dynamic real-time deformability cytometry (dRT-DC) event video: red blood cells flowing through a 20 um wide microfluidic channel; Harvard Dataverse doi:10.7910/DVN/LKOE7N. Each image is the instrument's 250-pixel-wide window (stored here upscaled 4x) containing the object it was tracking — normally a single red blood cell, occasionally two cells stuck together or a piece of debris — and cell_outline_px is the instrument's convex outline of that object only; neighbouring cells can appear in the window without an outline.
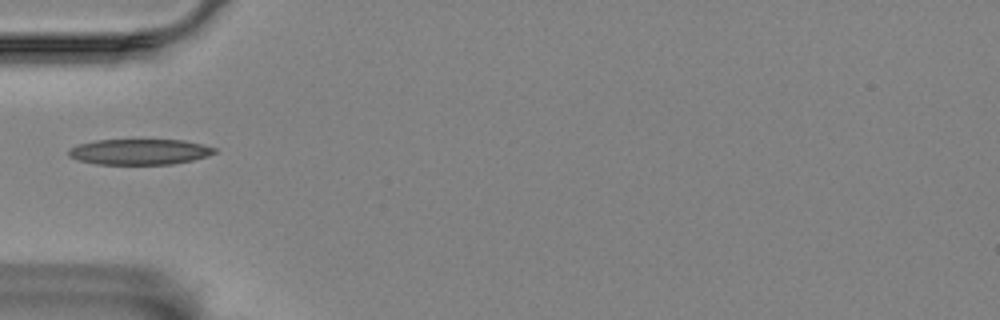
{"species": "Egyptian fruit bat (a non-hibernating species)", "species_latin": "Rousettus aegyptiacus", "temperature_condition": "room temperature", "stored_images_in_passage": 24, "camera_frame_rate_fps": 3000, "um_per_image_px": 0.085, "animal": {"sex": "female"}, "frame": {"image": 1, "passage_image": 1, "time_ms": 0.0, "image_size_px": [1000, 320], "cell_outline_px": [[216, 152], [208, 156], [192, 160], [172, 164], [96, 164], [80, 160], [68, 156], [68, 152], [72, 148], [80, 144], [96, 140], [184, 140], [216, 148]], "centroid_in_image_um": [11.89, 12.9], "position_along_channel_um": 73.1, "area_um2": 21.56}}
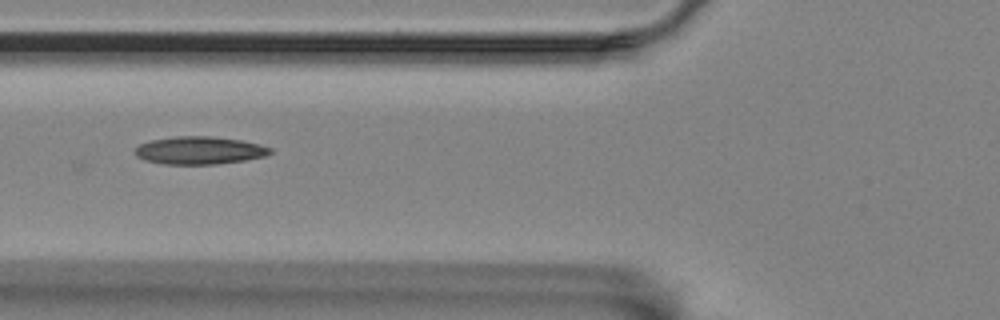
{"frame": {"image": 2, "passage_image": 4, "time_ms": 1.0, "image_size_px": [1000, 320], "cell_outline_px": [[272, 152], [264, 156], [244, 160], [216, 164], [164, 164], [144, 160], [136, 156], [136, 148], [140, 144], [152, 140], [176, 136], [212, 136], [240, 140], [260, 144], [272, 148]], "centroid_in_image_um": [16.96, 12.78], "position_along_channel_um": 108.8, "area_um2": 21.73}}